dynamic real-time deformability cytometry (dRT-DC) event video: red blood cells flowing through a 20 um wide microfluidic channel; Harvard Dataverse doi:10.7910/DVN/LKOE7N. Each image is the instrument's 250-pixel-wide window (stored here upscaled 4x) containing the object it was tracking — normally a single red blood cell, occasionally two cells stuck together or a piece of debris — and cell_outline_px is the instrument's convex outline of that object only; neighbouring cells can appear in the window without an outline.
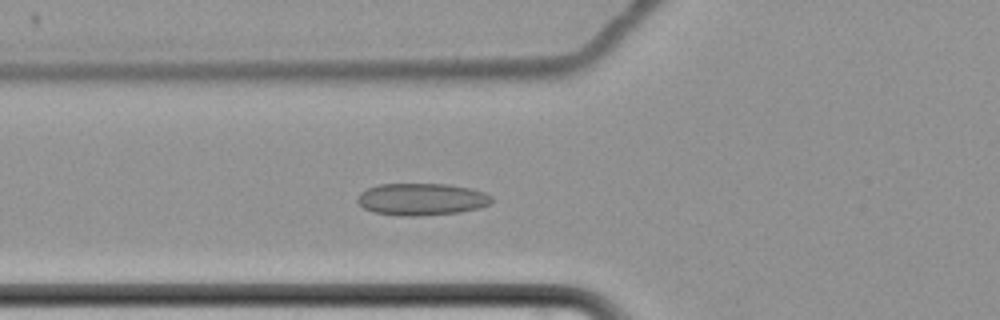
{"species": "common noctule bat (a hibernating species)", "species_latin": "Nyctalus noctula", "temperature_condition": "cold", "stored_images_in_passage": 66, "camera_frame_rate_fps": 3000, "um_per_image_px": 0.085, "animal": {"sex": "female", "body_mass_g": 22.7, "forearm_length_mm": 54.2}, "frame": {"image": 1, "passage_image": 28, "time_ms": 9.0, "image_size_px": [1000, 320], "cell_outline_px": [[492, 200], [488, 204], [480, 208], [460, 212], [416, 216], [400, 216], [376, 212], [364, 208], [356, 200], [360, 192], [368, 188], [380, 184], [448, 184], [472, 188], [484, 192], [492, 196]], "centroid_in_image_um": [35.85, 16.93], "position_along_channel_um": 89.9, "area_um2": 25.09}}
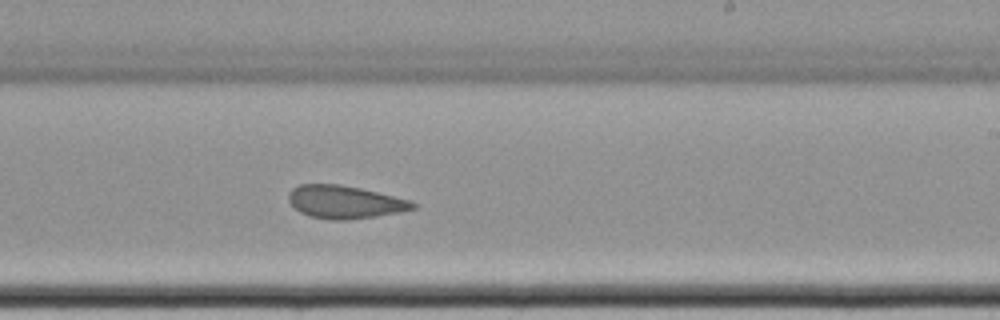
{"frame": {"image": 2, "passage_image": 43, "time_ms": 14.0, "image_size_px": [1000, 320], "cell_outline_px": [[416, 208], [376, 216], [348, 220], [328, 220], [312, 216], [300, 212], [288, 200], [288, 192], [292, 188], [300, 184], [340, 184], [360, 188], [412, 200], [416, 204]], "centroid_in_image_um": [29.3, 17.16], "position_along_channel_um": 259.7, "area_um2": 23.76}}
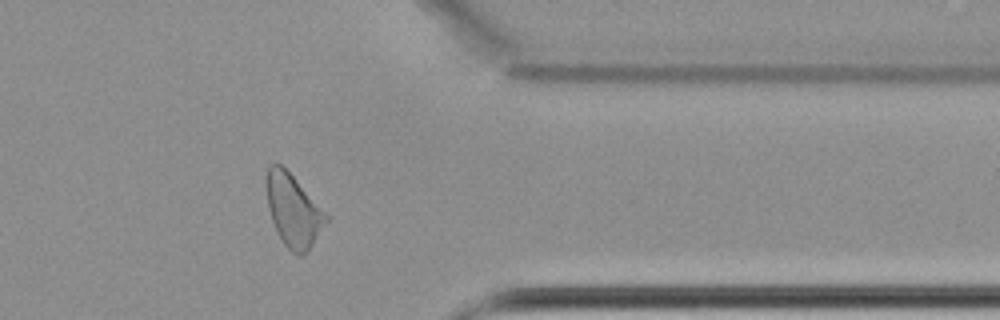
{"frame": {"image": 3, "passage_image": 55, "time_ms": 18.0, "image_size_px": [1000, 320], "cell_outline_px": [[332, 216], [308, 252], [292, 252], [284, 244], [272, 220], [268, 208], [264, 184], [264, 176], [268, 164], [280, 164]], "centroid_in_image_um": [24.94, 17.84], "position_along_channel_um": 386.5, "area_um2": 25.49}, "authors_computed_cell_mechanics": {"area_um2": 25.4609, "velocity_mm_per_s": 3.4051, "shape_relaxation_time_tau1_ms": null, "shape_relaxation_time_tau2_ms": 2.0477, "deformation_change_tau1": null, "deformation_change_tau2": 0.0897}}